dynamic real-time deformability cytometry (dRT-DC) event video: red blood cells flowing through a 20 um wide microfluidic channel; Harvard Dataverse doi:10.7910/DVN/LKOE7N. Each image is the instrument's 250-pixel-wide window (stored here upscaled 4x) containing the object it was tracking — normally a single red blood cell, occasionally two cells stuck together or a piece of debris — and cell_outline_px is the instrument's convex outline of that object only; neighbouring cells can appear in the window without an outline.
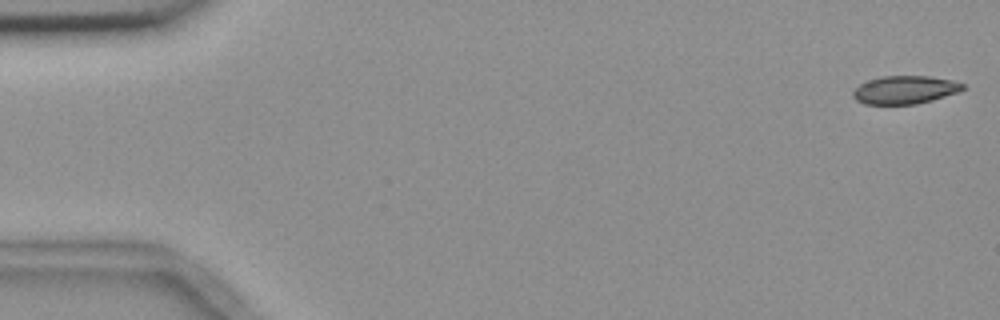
{"species": "common noctule bat (a hibernating species)", "species_latin": "Nyctalus noctula", "temperature_condition": "room temperature", "stored_images_in_passage": 55, "camera_frame_rate_fps": 3000, "um_per_image_px": 0.085, "animal": {"sex": "female", "body_mass_g": 18.4}, "frame": {"image": 1, "passage_image": 1, "time_ms": 0.0, "image_size_px": [1000, 320], "cell_outline_px": [[964, 88], [956, 92], [932, 100], [916, 104], [864, 104], [856, 100], [852, 96], [852, 92], [860, 84], [868, 80], [884, 76], [932, 76], [952, 80], [964, 84]], "centroid_in_image_um": [76.89, 7.63], "position_along_channel_um": 8.1, "area_um2": 17.86}}
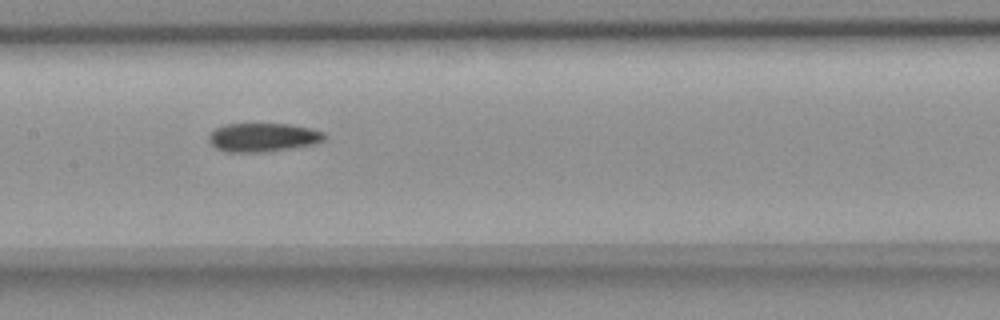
{"frame": {"image": 2, "passage_image": 27, "time_ms": 8.667, "image_size_px": [1000, 320], "cell_outline_px": [[324, 140], [312, 144], [264, 152], [228, 152], [216, 148], [208, 140], [208, 136], [216, 128], [228, 124], [288, 124], [308, 128], [324, 132]], "centroid_in_image_um": [22.31, 11.68], "position_along_channel_um": 185.1, "area_um2": 18.96}}
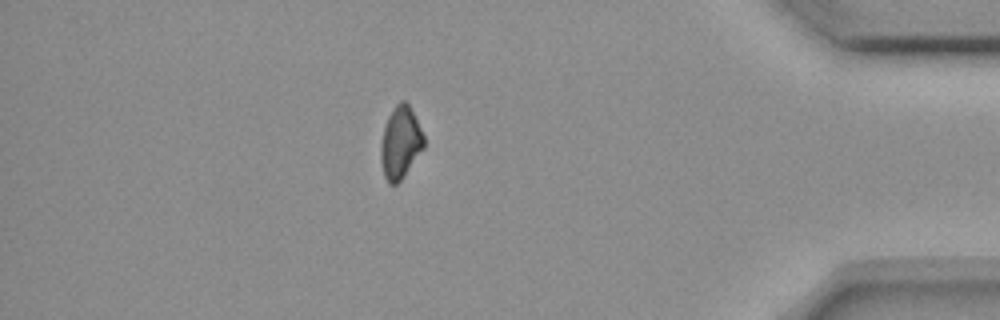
{"frame": {"image": 3, "passage_image": 48, "time_ms": 15.667, "image_size_px": [1000, 320], "cell_outline_px": [[424, 148], [400, 180], [396, 184], [388, 184], [384, 176], [380, 160], [380, 144], [384, 128], [388, 116], [392, 108], [400, 100], [404, 100], [408, 104], [424, 136]], "centroid_in_image_um": [34.01, 12.12], "position_along_channel_um": 401.2, "area_um2": 17.98}}